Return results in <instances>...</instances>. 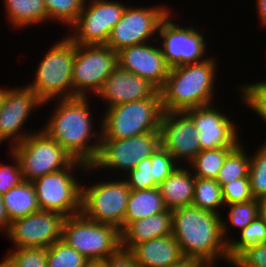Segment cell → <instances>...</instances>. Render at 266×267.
I'll use <instances>...</instances> for the list:
<instances>
[{"instance_id": "cell-1", "label": "cell", "mask_w": 266, "mask_h": 267, "mask_svg": "<svg viewBox=\"0 0 266 267\" xmlns=\"http://www.w3.org/2000/svg\"><path fill=\"white\" fill-rule=\"evenodd\" d=\"M172 212V235L184 257L207 267H216L220 258L229 264L228 244L222 235L221 214L195 206L179 207Z\"/></svg>"}, {"instance_id": "cell-2", "label": "cell", "mask_w": 266, "mask_h": 267, "mask_svg": "<svg viewBox=\"0 0 266 267\" xmlns=\"http://www.w3.org/2000/svg\"><path fill=\"white\" fill-rule=\"evenodd\" d=\"M56 102L49 121L41 129L75 160L90 165L97 156L102 132L101 123L98 132L95 131L88 97L59 99ZM91 140L94 142L91 143Z\"/></svg>"}, {"instance_id": "cell-3", "label": "cell", "mask_w": 266, "mask_h": 267, "mask_svg": "<svg viewBox=\"0 0 266 267\" xmlns=\"http://www.w3.org/2000/svg\"><path fill=\"white\" fill-rule=\"evenodd\" d=\"M216 58L210 56L199 63L170 68L159 90L164 112H183L215 102Z\"/></svg>"}, {"instance_id": "cell-4", "label": "cell", "mask_w": 266, "mask_h": 267, "mask_svg": "<svg viewBox=\"0 0 266 267\" xmlns=\"http://www.w3.org/2000/svg\"><path fill=\"white\" fill-rule=\"evenodd\" d=\"M45 53L35 71V78L26 85L44 105L53 99L73 98L75 42L67 36L55 42Z\"/></svg>"}, {"instance_id": "cell-5", "label": "cell", "mask_w": 266, "mask_h": 267, "mask_svg": "<svg viewBox=\"0 0 266 267\" xmlns=\"http://www.w3.org/2000/svg\"><path fill=\"white\" fill-rule=\"evenodd\" d=\"M161 94L106 108L101 120V139H123L160 132L163 114Z\"/></svg>"}, {"instance_id": "cell-6", "label": "cell", "mask_w": 266, "mask_h": 267, "mask_svg": "<svg viewBox=\"0 0 266 267\" xmlns=\"http://www.w3.org/2000/svg\"><path fill=\"white\" fill-rule=\"evenodd\" d=\"M78 168L85 173L88 165L74 159L66 168L32 181L40 210L60 213L64 217L81 213L83 183L74 175Z\"/></svg>"}, {"instance_id": "cell-7", "label": "cell", "mask_w": 266, "mask_h": 267, "mask_svg": "<svg viewBox=\"0 0 266 267\" xmlns=\"http://www.w3.org/2000/svg\"><path fill=\"white\" fill-rule=\"evenodd\" d=\"M62 240L90 262L99 263L121 247V231L79 213L65 218Z\"/></svg>"}, {"instance_id": "cell-8", "label": "cell", "mask_w": 266, "mask_h": 267, "mask_svg": "<svg viewBox=\"0 0 266 267\" xmlns=\"http://www.w3.org/2000/svg\"><path fill=\"white\" fill-rule=\"evenodd\" d=\"M11 149L16 153L23 178L34 181L46 174L66 168L74 158L42 129L28 135Z\"/></svg>"}, {"instance_id": "cell-9", "label": "cell", "mask_w": 266, "mask_h": 267, "mask_svg": "<svg viewBox=\"0 0 266 267\" xmlns=\"http://www.w3.org/2000/svg\"><path fill=\"white\" fill-rule=\"evenodd\" d=\"M159 146L160 132H148L123 139H101L97 156L88 165L85 174L106 168V171L120 170L126 175L140 161L149 158Z\"/></svg>"}, {"instance_id": "cell-10", "label": "cell", "mask_w": 266, "mask_h": 267, "mask_svg": "<svg viewBox=\"0 0 266 267\" xmlns=\"http://www.w3.org/2000/svg\"><path fill=\"white\" fill-rule=\"evenodd\" d=\"M130 187L124 178L82 185L81 213L90 220L123 231Z\"/></svg>"}, {"instance_id": "cell-11", "label": "cell", "mask_w": 266, "mask_h": 267, "mask_svg": "<svg viewBox=\"0 0 266 267\" xmlns=\"http://www.w3.org/2000/svg\"><path fill=\"white\" fill-rule=\"evenodd\" d=\"M118 65L117 52L107 45H77L72 72L73 98L95 95Z\"/></svg>"}, {"instance_id": "cell-12", "label": "cell", "mask_w": 266, "mask_h": 267, "mask_svg": "<svg viewBox=\"0 0 266 267\" xmlns=\"http://www.w3.org/2000/svg\"><path fill=\"white\" fill-rule=\"evenodd\" d=\"M171 10L168 6H126L121 20L112 28L106 45L114 51L157 40L160 24ZM156 37V38H155ZM151 39V40H150Z\"/></svg>"}, {"instance_id": "cell-13", "label": "cell", "mask_w": 266, "mask_h": 267, "mask_svg": "<svg viewBox=\"0 0 266 267\" xmlns=\"http://www.w3.org/2000/svg\"><path fill=\"white\" fill-rule=\"evenodd\" d=\"M173 14L160 24L157 40L167 65L177 67L185 64L199 63L206 60V38L200 29L190 25L183 27L173 22ZM171 20V21H170ZM162 38V39H161Z\"/></svg>"}, {"instance_id": "cell-14", "label": "cell", "mask_w": 266, "mask_h": 267, "mask_svg": "<svg viewBox=\"0 0 266 267\" xmlns=\"http://www.w3.org/2000/svg\"><path fill=\"white\" fill-rule=\"evenodd\" d=\"M90 1H85L68 36L77 45H106L112 28L121 20L127 5L116 0Z\"/></svg>"}, {"instance_id": "cell-15", "label": "cell", "mask_w": 266, "mask_h": 267, "mask_svg": "<svg viewBox=\"0 0 266 267\" xmlns=\"http://www.w3.org/2000/svg\"><path fill=\"white\" fill-rule=\"evenodd\" d=\"M65 218L60 213L39 210L13 220L5 235L11 239L15 249L48 248L56 241L62 240Z\"/></svg>"}, {"instance_id": "cell-16", "label": "cell", "mask_w": 266, "mask_h": 267, "mask_svg": "<svg viewBox=\"0 0 266 267\" xmlns=\"http://www.w3.org/2000/svg\"><path fill=\"white\" fill-rule=\"evenodd\" d=\"M42 106H45L44 102L27 85L9 88L0 110V145L10 140L9 148H11L34 133L27 131L28 129L21 130L32 112Z\"/></svg>"}, {"instance_id": "cell-17", "label": "cell", "mask_w": 266, "mask_h": 267, "mask_svg": "<svg viewBox=\"0 0 266 267\" xmlns=\"http://www.w3.org/2000/svg\"><path fill=\"white\" fill-rule=\"evenodd\" d=\"M159 131L161 146L179 165L189 164L202 151L195 124L184 111L163 112Z\"/></svg>"}, {"instance_id": "cell-18", "label": "cell", "mask_w": 266, "mask_h": 267, "mask_svg": "<svg viewBox=\"0 0 266 267\" xmlns=\"http://www.w3.org/2000/svg\"><path fill=\"white\" fill-rule=\"evenodd\" d=\"M209 104L184 112L192 119L199 134L202 150L220 147H236L241 141L234 120L224 115L216 108L217 105Z\"/></svg>"}, {"instance_id": "cell-19", "label": "cell", "mask_w": 266, "mask_h": 267, "mask_svg": "<svg viewBox=\"0 0 266 267\" xmlns=\"http://www.w3.org/2000/svg\"><path fill=\"white\" fill-rule=\"evenodd\" d=\"M139 45L127 46L117 52L118 65L160 90L168 77L170 67L165 62L158 40ZM154 44V45H153ZM159 46V47H158Z\"/></svg>"}, {"instance_id": "cell-20", "label": "cell", "mask_w": 266, "mask_h": 267, "mask_svg": "<svg viewBox=\"0 0 266 267\" xmlns=\"http://www.w3.org/2000/svg\"><path fill=\"white\" fill-rule=\"evenodd\" d=\"M158 89L148 80L119 65L105 80L96 97L106 102V108L152 97Z\"/></svg>"}, {"instance_id": "cell-21", "label": "cell", "mask_w": 266, "mask_h": 267, "mask_svg": "<svg viewBox=\"0 0 266 267\" xmlns=\"http://www.w3.org/2000/svg\"><path fill=\"white\" fill-rule=\"evenodd\" d=\"M130 251L138 267H170L185 258L172 234L138 243Z\"/></svg>"}, {"instance_id": "cell-22", "label": "cell", "mask_w": 266, "mask_h": 267, "mask_svg": "<svg viewBox=\"0 0 266 267\" xmlns=\"http://www.w3.org/2000/svg\"><path fill=\"white\" fill-rule=\"evenodd\" d=\"M172 234V212H164L131 222L121 232V247L130 250L134 245Z\"/></svg>"}, {"instance_id": "cell-23", "label": "cell", "mask_w": 266, "mask_h": 267, "mask_svg": "<svg viewBox=\"0 0 266 267\" xmlns=\"http://www.w3.org/2000/svg\"><path fill=\"white\" fill-rule=\"evenodd\" d=\"M185 165H179L160 185L165 207L173 210L192 205L196 177Z\"/></svg>"}, {"instance_id": "cell-24", "label": "cell", "mask_w": 266, "mask_h": 267, "mask_svg": "<svg viewBox=\"0 0 266 267\" xmlns=\"http://www.w3.org/2000/svg\"><path fill=\"white\" fill-rule=\"evenodd\" d=\"M167 210L159 187L131 190L127 202L126 214L123 222V230L136 220L149 217Z\"/></svg>"}, {"instance_id": "cell-25", "label": "cell", "mask_w": 266, "mask_h": 267, "mask_svg": "<svg viewBox=\"0 0 266 267\" xmlns=\"http://www.w3.org/2000/svg\"><path fill=\"white\" fill-rule=\"evenodd\" d=\"M6 19L12 27L23 29L48 20L44 0H3Z\"/></svg>"}, {"instance_id": "cell-26", "label": "cell", "mask_w": 266, "mask_h": 267, "mask_svg": "<svg viewBox=\"0 0 266 267\" xmlns=\"http://www.w3.org/2000/svg\"><path fill=\"white\" fill-rule=\"evenodd\" d=\"M11 221L26 217L40 210L34 186L31 181H23L2 195Z\"/></svg>"}, {"instance_id": "cell-27", "label": "cell", "mask_w": 266, "mask_h": 267, "mask_svg": "<svg viewBox=\"0 0 266 267\" xmlns=\"http://www.w3.org/2000/svg\"><path fill=\"white\" fill-rule=\"evenodd\" d=\"M235 147L202 150L188 165L195 177L216 180L227 155Z\"/></svg>"}, {"instance_id": "cell-28", "label": "cell", "mask_w": 266, "mask_h": 267, "mask_svg": "<svg viewBox=\"0 0 266 267\" xmlns=\"http://www.w3.org/2000/svg\"><path fill=\"white\" fill-rule=\"evenodd\" d=\"M192 206L216 214L221 213L222 211L219 210L225 206V204L220 184L214 179L196 177Z\"/></svg>"}, {"instance_id": "cell-29", "label": "cell", "mask_w": 266, "mask_h": 267, "mask_svg": "<svg viewBox=\"0 0 266 267\" xmlns=\"http://www.w3.org/2000/svg\"><path fill=\"white\" fill-rule=\"evenodd\" d=\"M244 148L240 142L227 155L216 178L221 187L235 179L249 178L250 155L246 154Z\"/></svg>"}, {"instance_id": "cell-30", "label": "cell", "mask_w": 266, "mask_h": 267, "mask_svg": "<svg viewBox=\"0 0 266 267\" xmlns=\"http://www.w3.org/2000/svg\"><path fill=\"white\" fill-rule=\"evenodd\" d=\"M266 242V223L259 215L246 226L239 235V239H232L228 243L229 265L246 249Z\"/></svg>"}, {"instance_id": "cell-31", "label": "cell", "mask_w": 266, "mask_h": 267, "mask_svg": "<svg viewBox=\"0 0 266 267\" xmlns=\"http://www.w3.org/2000/svg\"><path fill=\"white\" fill-rule=\"evenodd\" d=\"M229 220L222 218V235L228 244L233 237L229 238V227L233 226L240 229V232L248 226L258 216V200L253 199L244 203H234L227 205ZM224 219V220H223ZM228 222V223H227ZM230 222V223H229ZM231 226H230V225Z\"/></svg>"}, {"instance_id": "cell-32", "label": "cell", "mask_w": 266, "mask_h": 267, "mask_svg": "<svg viewBox=\"0 0 266 267\" xmlns=\"http://www.w3.org/2000/svg\"><path fill=\"white\" fill-rule=\"evenodd\" d=\"M47 267H87L91 262L81 253L59 240L47 248Z\"/></svg>"}, {"instance_id": "cell-33", "label": "cell", "mask_w": 266, "mask_h": 267, "mask_svg": "<svg viewBox=\"0 0 266 267\" xmlns=\"http://www.w3.org/2000/svg\"><path fill=\"white\" fill-rule=\"evenodd\" d=\"M86 0H44L49 21L61 22L70 28L78 19ZM59 21V22H58Z\"/></svg>"}, {"instance_id": "cell-34", "label": "cell", "mask_w": 266, "mask_h": 267, "mask_svg": "<svg viewBox=\"0 0 266 267\" xmlns=\"http://www.w3.org/2000/svg\"><path fill=\"white\" fill-rule=\"evenodd\" d=\"M250 156L249 180L254 199L266 197V141Z\"/></svg>"}, {"instance_id": "cell-35", "label": "cell", "mask_w": 266, "mask_h": 267, "mask_svg": "<svg viewBox=\"0 0 266 267\" xmlns=\"http://www.w3.org/2000/svg\"><path fill=\"white\" fill-rule=\"evenodd\" d=\"M47 248H16L3 261L9 267H47Z\"/></svg>"}, {"instance_id": "cell-36", "label": "cell", "mask_w": 266, "mask_h": 267, "mask_svg": "<svg viewBox=\"0 0 266 267\" xmlns=\"http://www.w3.org/2000/svg\"><path fill=\"white\" fill-rule=\"evenodd\" d=\"M239 93L242 94L241 102L243 101L244 105L250 107L266 123V80L242 84Z\"/></svg>"}, {"instance_id": "cell-37", "label": "cell", "mask_w": 266, "mask_h": 267, "mask_svg": "<svg viewBox=\"0 0 266 267\" xmlns=\"http://www.w3.org/2000/svg\"><path fill=\"white\" fill-rule=\"evenodd\" d=\"M124 177L130 190L141 191L144 189L155 188V177L153 165H151V156L140 161L138 165L130 170Z\"/></svg>"}, {"instance_id": "cell-38", "label": "cell", "mask_w": 266, "mask_h": 267, "mask_svg": "<svg viewBox=\"0 0 266 267\" xmlns=\"http://www.w3.org/2000/svg\"><path fill=\"white\" fill-rule=\"evenodd\" d=\"M222 197L226 205L244 203L254 199L249 178L235 179L222 187Z\"/></svg>"}, {"instance_id": "cell-39", "label": "cell", "mask_w": 266, "mask_h": 267, "mask_svg": "<svg viewBox=\"0 0 266 267\" xmlns=\"http://www.w3.org/2000/svg\"><path fill=\"white\" fill-rule=\"evenodd\" d=\"M155 187L159 185L179 166L174 157L162 146H159L151 155Z\"/></svg>"}, {"instance_id": "cell-40", "label": "cell", "mask_w": 266, "mask_h": 267, "mask_svg": "<svg viewBox=\"0 0 266 267\" xmlns=\"http://www.w3.org/2000/svg\"><path fill=\"white\" fill-rule=\"evenodd\" d=\"M9 151V157H11L14 162L12 163L13 165L0 163V195L5 194L24 181L19 159L11 148H9Z\"/></svg>"}, {"instance_id": "cell-41", "label": "cell", "mask_w": 266, "mask_h": 267, "mask_svg": "<svg viewBox=\"0 0 266 267\" xmlns=\"http://www.w3.org/2000/svg\"><path fill=\"white\" fill-rule=\"evenodd\" d=\"M266 267V242L243 251L230 267Z\"/></svg>"}, {"instance_id": "cell-42", "label": "cell", "mask_w": 266, "mask_h": 267, "mask_svg": "<svg viewBox=\"0 0 266 267\" xmlns=\"http://www.w3.org/2000/svg\"><path fill=\"white\" fill-rule=\"evenodd\" d=\"M99 263L102 267H138L133 253L122 247Z\"/></svg>"}, {"instance_id": "cell-43", "label": "cell", "mask_w": 266, "mask_h": 267, "mask_svg": "<svg viewBox=\"0 0 266 267\" xmlns=\"http://www.w3.org/2000/svg\"><path fill=\"white\" fill-rule=\"evenodd\" d=\"M11 222L3 202V197L0 195V231H4L6 234L11 227Z\"/></svg>"}, {"instance_id": "cell-44", "label": "cell", "mask_w": 266, "mask_h": 267, "mask_svg": "<svg viewBox=\"0 0 266 267\" xmlns=\"http://www.w3.org/2000/svg\"><path fill=\"white\" fill-rule=\"evenodd\" d=\"M170 267H207L201 261L195 259L184 258L176 264L171 265Z\"/></svg>"}, {"instance_id": "cell-45", "label": "cell", "mask_w": 266, "mask_h": 267, "mask_svg": "<svg viewBox=\"0 0 266 267\" xmlns=\"http://www.w3.org/2000/svg\"><path fill=\"white\" fill-rule=\"evenodd\" d=\"M256 4L259 22H261V25L266 26V0H256Z\"/></svg>"}, {"instance_id": "cell-46", "label": "cell", "mask_w": 266, "mask_h": 267, "mask_svg": "<svg viewBox=\"0 0 266 267\" xmlns=\"http://www.w3.org/2000/svg\"><path fill=\"white\" fill-rule=\"evenodd\" d=\"M258 215L266 223V197L258 200Z\"/></svg>"}, {"instance_id": "cell-47", "label": "cell", "mask_w": 266, "mask_h": 267, "mask_svg": "<svg viewBox=\"0 0 266 267\" xmlns=\"http://www.w3.org/2000/svg\"><path fill=\"white\" fill-rule=\"evenodd\" d=\"M9 88H0V110L2 109L3 107V104H4V101H5V97H6V93H7V90Z\"/></svg>"}, {"instance_id": "cell-48", "label": "cell", "mask_w": 266, "mask_h": 267, "mask_svg": "<svg viewBox=\"0 0 266 267\" xmlns=\"http://www.w3.org/2000/svg\"><path fill=\"white\" fill-rule=\"evenodd\" d=\"M87 267H102L100 263L91 262Z\"/></svg>"}, {"instance_id": "cell-49", "label": "cell", "mask_w": 266, "mask_h": 267, "mask_svg": "<svg viewBox=\"0 0 266 267\" xmlns=\"http://www.w3.org/2000/svg\"><path fill=\"white\" fill-rule=\"evenodd\" d=\"M0 267H9L3 260L0 262Z\"/></svg>"}]
</instances>
